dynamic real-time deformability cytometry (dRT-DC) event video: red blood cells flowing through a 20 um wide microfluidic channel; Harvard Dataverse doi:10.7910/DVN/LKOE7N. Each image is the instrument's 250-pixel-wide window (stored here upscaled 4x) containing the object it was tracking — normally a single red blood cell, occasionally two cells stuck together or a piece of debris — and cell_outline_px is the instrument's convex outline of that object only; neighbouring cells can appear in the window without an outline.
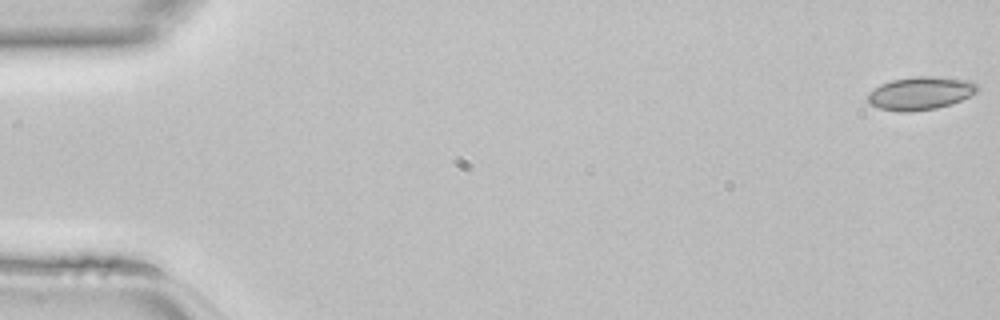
{"species": "common noctule bat (a hibernating species)", "species_latin": "Nyctalus noctula", "temperature_condition": "room temperature", "stored_images_in_passage": 46, "camera_frame_rate_fps": 3000, "um_per_image_px": 0.085, "animal": {"sex": "female", "body_mass_g": 22.7, "forearm_length_mm": 54.2}, "frame": {"image": 1, "passage_image": 1, "time_ms": 0.0, "image_size_px": [1000, 320], "cell_outline_px": [[980, 88], [976, 92], [960, 100], [936, 108], [912, 112], [900, 112], [880, 108], [868, 104], [868, 92], [880, 84], [892, 80], [916, 76], [932, 76], [968, 80], [976, 84]], "centroid_in_image_um": [78.2, 7.92], "position_along_channel_um": 6.8, "area_um2": 21.04}}
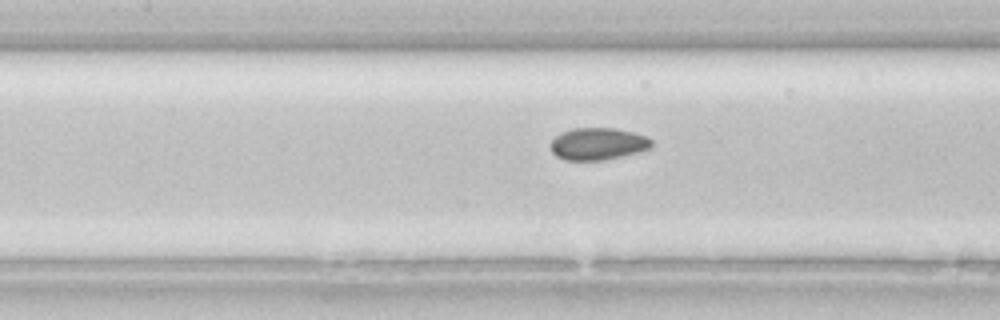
{"frame": {"image": 2, "passage_image": 21, "time_ms": 6.667, "image_size_px": [1000, 320], "cell_outline_px": [[652, 148], [604, 160], [564, 160], [556, 156], [552, 152], [548, 144], [560, 132], [572, 128], [616, 128], [648, 136], [652, 140]], "centroid_in_image_um": [50.79, 12.22], "position_along_channel_um": 156.6, "area_um2": 19.07}}
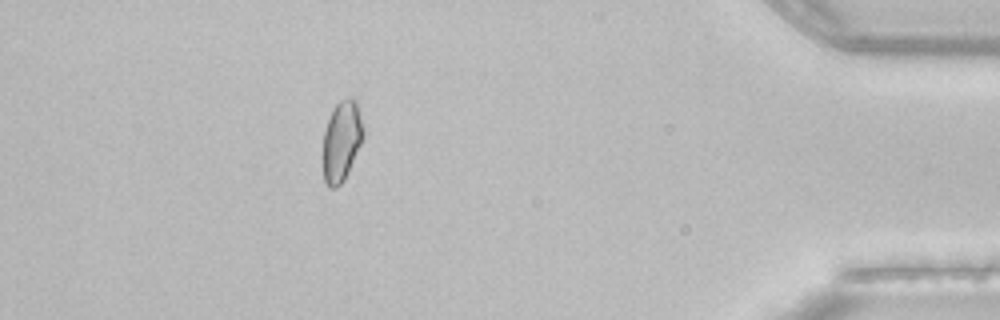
{"frame": {"image": 3, "passage_image": 41, "time_ms": 13.333, "image_size_px": [1000, 320], "cell_outline_px": [[364, 136], [348, 172], [344, 180], [336, 188], [328, 188], [324, 180], [324, 132], [332, 108], [340, 100], [348, 96], [352, 96], [360, 104], [364, 128]], "centroid_in_image_um": [29.08, 11.91], "position_along_channel_um": 406.1, "area_um2": 19.19}}